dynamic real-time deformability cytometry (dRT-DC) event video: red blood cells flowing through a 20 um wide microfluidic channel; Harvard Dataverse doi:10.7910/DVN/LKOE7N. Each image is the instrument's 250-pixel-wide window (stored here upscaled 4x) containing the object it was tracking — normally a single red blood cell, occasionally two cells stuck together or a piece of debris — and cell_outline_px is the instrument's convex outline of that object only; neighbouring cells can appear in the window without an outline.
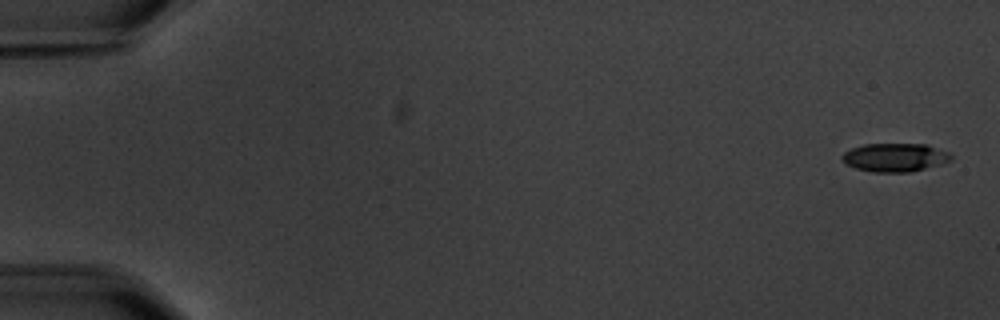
{"species": "common noctule bat (a hibernating species)", "species_latin": "Nyctalus noctula", "temperature_condition": "warm", "stored_images_in_passage": 5, "camera_frame_rate_fps": 3000, "um_per_image_px": 0.085, "animal": {"sex": "male", "body_mass_g": 20.1, "forearm_length_mm": 53.5}, "frame": {"image": 1, "passage_image": 1, "time_ms": 0.0, "image_size_px": [1000, 320], "cell_outline_px": [[952, 160], [940, 164], [908, 172], [872, 172], [856, 168], [844, 164], [840, 156], [844, 152], [852, 148], [864, 144], [928, 144], [948, 152], [952, 156]], "centroid_in_image_um": [76.04, 13.37], "position_along_channel_um": 9.0, "area_um2": 18.09}}